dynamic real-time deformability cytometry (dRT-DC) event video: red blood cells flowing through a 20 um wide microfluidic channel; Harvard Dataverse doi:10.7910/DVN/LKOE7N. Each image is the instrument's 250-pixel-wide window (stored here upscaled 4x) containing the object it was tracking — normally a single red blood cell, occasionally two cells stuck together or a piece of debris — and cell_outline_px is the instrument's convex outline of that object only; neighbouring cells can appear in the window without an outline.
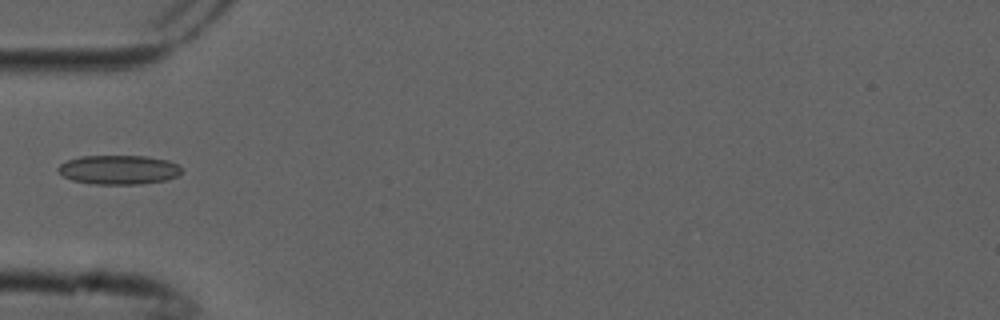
{"species": "common noctule bat (a hibernating species)", "species_latin": "Nyctalus noctula", "temperature_condition": "cold", "stored_images_in_passage": 4, "camera_frame_rate_fps": 3000, "um_per_image_px": 0.085, "animal": {"sex": "male", "forearm_length_mm": 52.5}, "frame": {"image": 1, "passage_image": 4, "time_ms": 1.0, "image_size_px": [1000, 320], "cell_outline_px": [[184, 168], [180, 176], [168, 180], [140, 184], [92, 184], [72, 180], [64, 176], [56, 168], [60, 164], [68, 160], [80, 156], [144, 156], [168, 160], [180, 164]], "centroid_in_image_um": [10.17, 14.43], "position_along_channel_um": 74.8, "area_um2": 21.33}}